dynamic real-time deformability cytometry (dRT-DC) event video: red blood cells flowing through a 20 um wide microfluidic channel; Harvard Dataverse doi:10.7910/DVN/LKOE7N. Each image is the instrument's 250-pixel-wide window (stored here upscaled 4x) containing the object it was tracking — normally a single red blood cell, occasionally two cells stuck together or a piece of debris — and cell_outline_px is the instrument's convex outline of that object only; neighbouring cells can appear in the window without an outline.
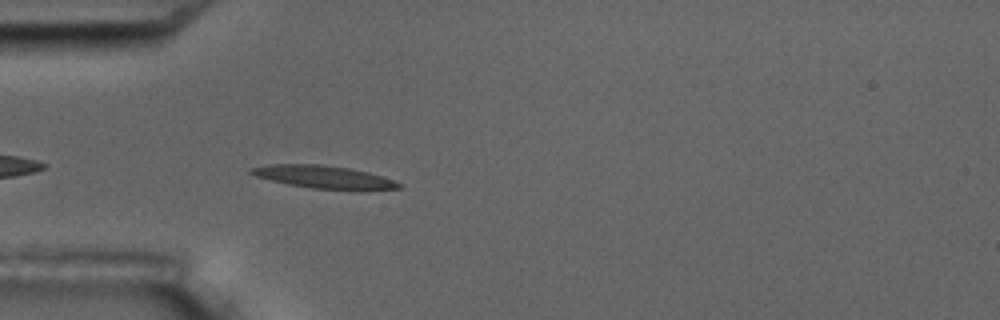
{"species": "common noctule bat (a hibernating species)", "species_latin": "Nyctalus noctula", "temperature_condition": "room temperature", "stored_images_in_passage": 2, "camera_frame_rate_fps": 3000, "um_per_image_px": 0.085, "animal": {"sex": "male", "body_mass_g": 17.5, "forearm_length_mm": 52.3}, "frame": {"image": 1, "passage_image": 2, "time_ms": 1.333, "image_size_px": [1000, 320], "cell_outline_px": [[404, 188], [312, 188], [288, 184], [256, 176], [248, 172], [248, 168], [268, 164], [320, 164], [348, 168], [368, 172], [404, 184]], "centroid_in_image_um": [27.41, 15.0], "position_along_channel_um": 57.6, "area_um2": 18.84}}